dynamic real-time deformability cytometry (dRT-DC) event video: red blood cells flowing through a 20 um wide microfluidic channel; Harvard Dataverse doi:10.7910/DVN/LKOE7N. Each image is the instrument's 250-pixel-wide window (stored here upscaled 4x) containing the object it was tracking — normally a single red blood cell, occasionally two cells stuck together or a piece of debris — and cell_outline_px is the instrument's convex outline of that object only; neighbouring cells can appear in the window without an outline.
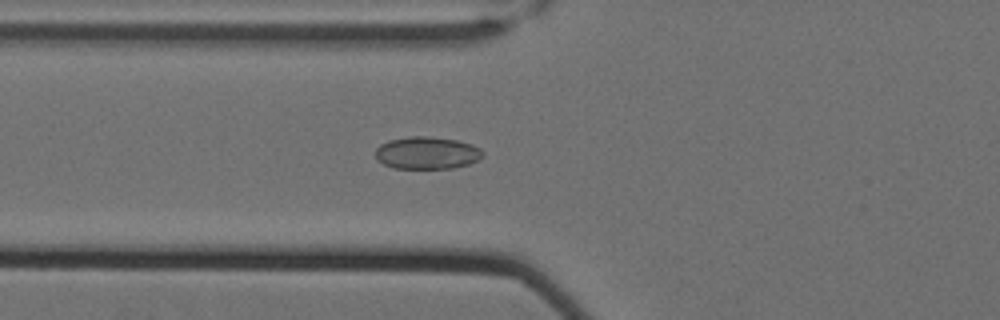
{"species": "Egyptian fruit bat (a non-hibernating species)", "species_latin": "Rousettus aegyptiacus", "temperature_condition": "cold", "stored_images_in_passage": 40, "camera_frame_rate_fps": 3000, "um_per_image_px": 0.085, "animal": {"sex": "female"}, "frame": {"image": 1, "passage_image": 10, "time_ms": 3.0, "image_size_px": [1000, 320], "cell_outline_px": [[484, 156], [480, 160], [468, 164], [452, 168], [392, 168], [376, 160], [376, 148], [380, 144], [388, 140], [408, 136], [428, 136], [456, 140], [472, 144], [480, 148], [484, 152]], "centroid_in_image_um": [36.3, 12.99], "position_along_channel_um": 89.5, "area_um2": 20.46}}
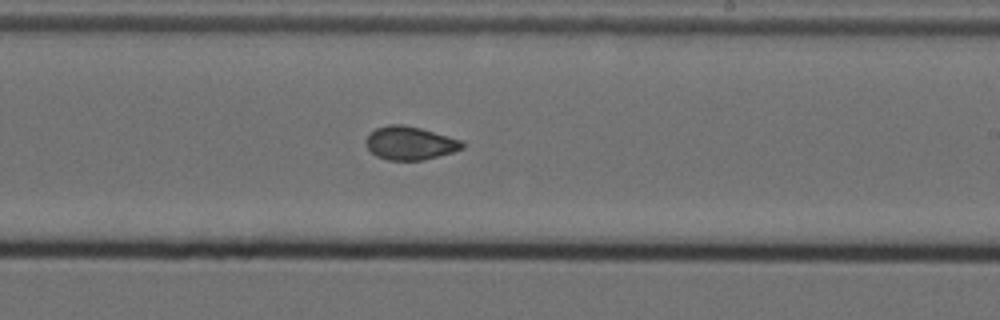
{"frame": {"image": 2, "passage_image": 24, "time_ms": 7.667, "image_size_px": [1000, 320], "cell_outline_px": [[464, 148], [452, 152], [424, 160], [388, 160], [376, 156], [364, 144], [364, 140], [368, 132], [376, 128], [388, 124], [404, 124], [420, 128], [464, 140]], "centroid_in_image_um": [34.82, 12.15], "position_along_channel_um": 254.2, "area_um2": 19.02}}
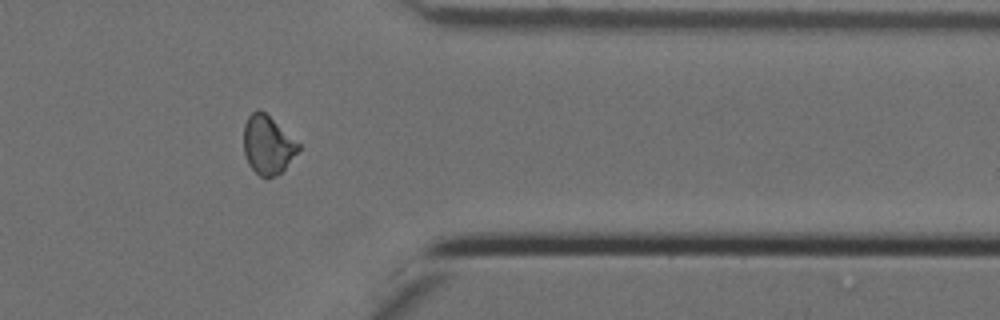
{"frame": {"image": 3, "passage_image": 36, "time_ms": 11.667, "image_size_px": [1000, 320], "cell_outline_px": [[300, 148], [284, 168], [276, 176], [260, 176], [248, 164], [244, 156], [244, 124], [248, 116], [256, 108], [260, 108], [300, 144]], "centroid_in_image_um": [22.72, 12.28], "position_along_channel_um": 388.7, "area_um2": 18.44}, "authors_computed_cell_mechanics": {"area_um2": 19.1318, "velocity_mm_per_s": 3.5042, "shape_relaxation_time_tau1_ms": null, "shape_relaxation_time_tau2_ms": 2.2898, "deformation_change_tau1": null, "deformation_change_tau2": 0.0577}}